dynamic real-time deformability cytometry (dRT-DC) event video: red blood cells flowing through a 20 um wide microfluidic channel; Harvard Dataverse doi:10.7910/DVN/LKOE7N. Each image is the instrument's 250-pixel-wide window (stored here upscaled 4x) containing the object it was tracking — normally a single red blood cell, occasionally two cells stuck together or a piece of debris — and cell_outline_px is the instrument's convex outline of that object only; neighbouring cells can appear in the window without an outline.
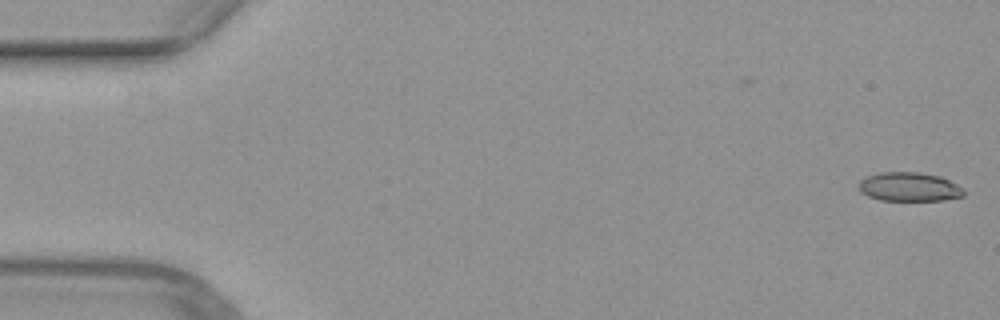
{"species": "common noctule bat (a hibernating species)", "species_latin": "Nyctalus noctula", "temperature_condition": "warm", "stored_images_in_passage": 2, "camera_frame_rate_fps": 3000, "um_per_image_px": 0.085, "animal": {"sex": "female", "body_mass_g": 29.2, "forearm_length_mm": 56.3}, "frame": {"image": 1, "passage_image": 2, "time_ms": 0.333, "image_size_px": [1000, 320], "cell_outline_px": [[964, 196], [944, 200], [880, 200], [868, 196], [860, 192], [856, 188], [860, 180], [868, 176], [880, 172], [920, 172], [940, 176], [964, 188]], "centroid_in_image_um": [77.26, 15.88], "position_along_channel_um": 7.7, "area_um2": 17.86}}